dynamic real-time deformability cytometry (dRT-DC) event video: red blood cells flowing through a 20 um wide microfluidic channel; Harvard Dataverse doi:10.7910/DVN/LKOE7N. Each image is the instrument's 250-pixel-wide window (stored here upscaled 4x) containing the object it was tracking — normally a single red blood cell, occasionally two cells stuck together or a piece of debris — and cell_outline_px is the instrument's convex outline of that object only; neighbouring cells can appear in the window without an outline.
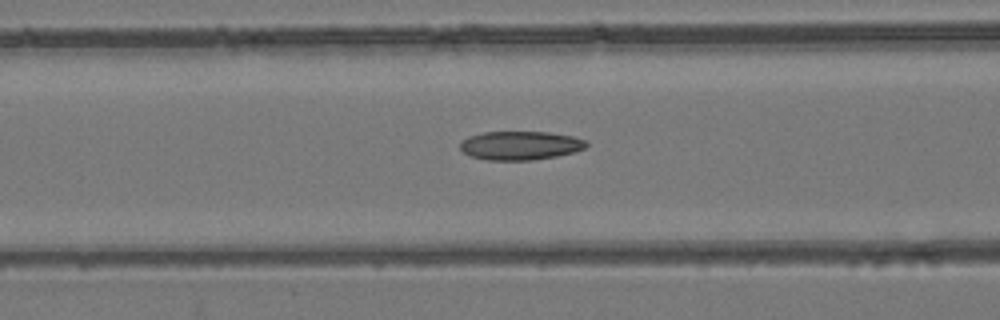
{"species": "common noctule bat (a hibernating species)", "species_latin": "Nyctalus noctula", "temperature_condition": "room temperature", "stored_images_in_passage": 46, "camera_frame_rate_fps": 3000, "um_per_image_px": 0.085, "animal": {"sex": "female", "body_mass_g": 24.6, "forearm_length_mm": 56.2}, "frame": {"image": 1, "passage_image": 22, "time_ms": 7.0, "image_size_px": [1000, 320], "cell_outline_px": [[588, 144], [584, 148], [572, 152], [556, 156], [532, 160], [484, 160], [468, 156], [460, 148], [460, 144], [468, 136], [484, 132], [548, 132], [572, 136], [584, 140]], "centroid_in_image_um": [44.18, 12.37], "position_along_channel_um": 122.4, "area_um2": 21.04}}
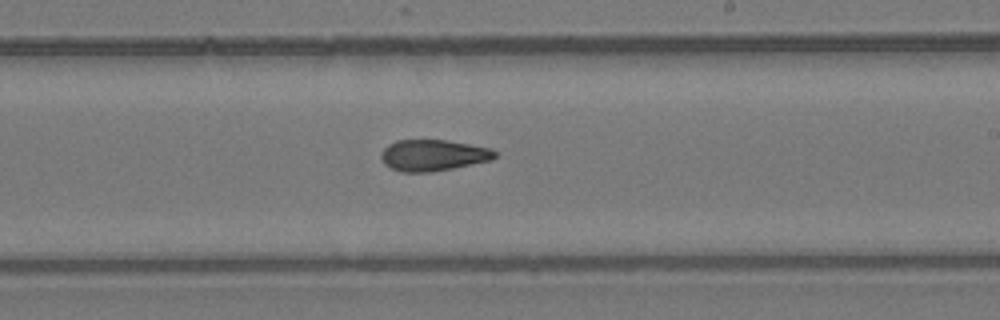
{"frame": {"image": 2, "passage_image": 32, "time_ms": 10.333, "image_size_px": [1000, 320], "cell_outline_px": [[496, 156], [492, 160], [432, 172], [400, 172], [384, 164], [380, 156], [380, 152], [388, 144], [396, 140], [444, 140], [492, 148], [496, 152]], "centroid_in_image_um": [36.79, 13.2], "position_along_channel_um": 252.2, "area_um2": 20.75}}
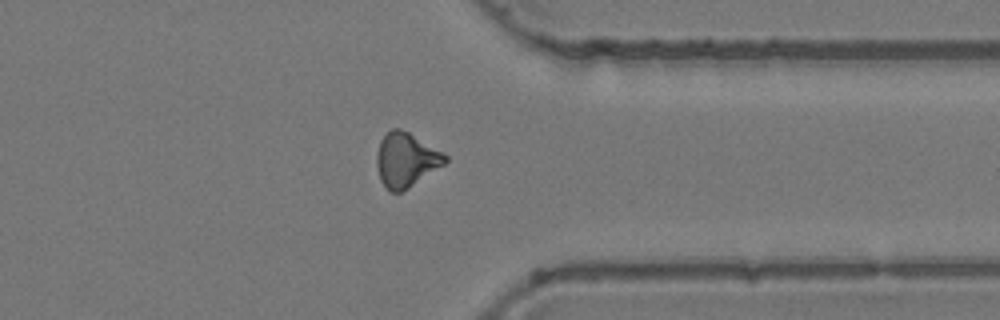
{"frame": {"image": 3, "passage_image": 42, "time_ms": 13.667, "image_size_px": [1000, 320], "cell_outline_px": [[448, 160], [444, 164], [408, 188], [400, 192], [388, 192], [380, 180], [376, 164], [376, 152], [380, 140], [392, 128], [400, 128], [408, 132], [444, 152], [448, 156]], "centroid_in_image_um": [34.49, 13.59], "position_along_channel_um": 376.9, "area_um2": 21.68}}